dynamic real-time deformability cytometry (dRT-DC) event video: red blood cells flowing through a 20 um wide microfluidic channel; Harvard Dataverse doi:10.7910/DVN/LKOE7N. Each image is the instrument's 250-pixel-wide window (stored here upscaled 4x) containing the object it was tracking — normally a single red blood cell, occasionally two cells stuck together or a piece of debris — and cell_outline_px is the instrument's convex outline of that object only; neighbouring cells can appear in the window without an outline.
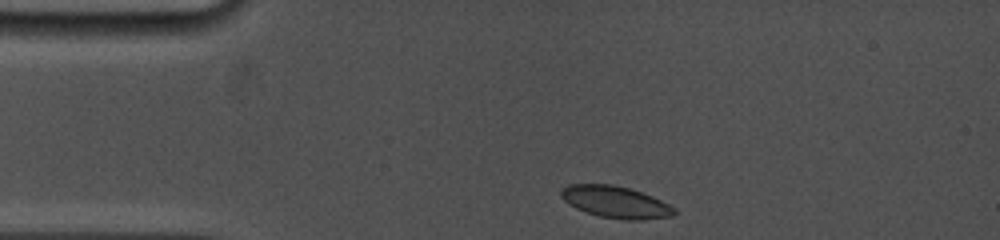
{"species": "common noctule bat (a hibernating species)", "species_latin": "Nyctalus noctula", "temperature_condition": "cold", "stored_images_in_passage": 52, "camera_frame_rate_fps": 5000, "um_per_image_px": 0.085, "animal": {"sex": "female", "body_mass_g": 19.0, "forearm_length_mm": 53.3}, "frame": {"image": 1, "passage_image": 1, "time_ms": 0.0, "image_size_px": [1000, 240], "cell_outline_px": [[676, 212], [672, 216], [644, 220], [624, 220], [600, 216], [576, 208], [568, 204], [560, 196], [560, 192], [568, 184], [612, 184], [628, 188], [652, 196], [676, 208]], "centroid_in_image_um": [52.33, 17.18], "position_along_channel_um": 32.7, "area_um2": 20.92}}
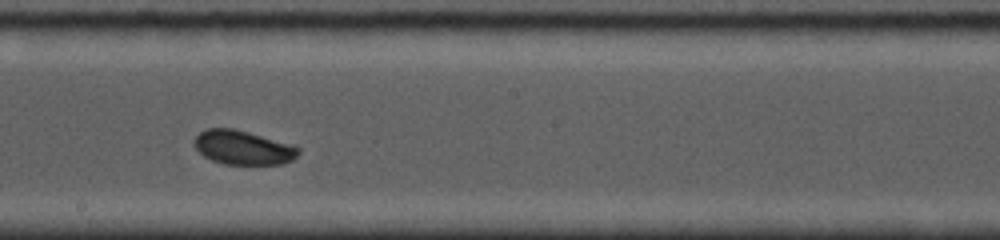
{"frame": {"image": 2, "passage_image": 29, "time_ms": 6.2, "image_size_px": [1000, 240], "cell_outline_px": [[300, 152], [292, 160], [284, 164], [224, 164], [212, 160], [204, 156], [192, 144], [192, 140], [200, 132], [208, 128], [232, 128], [248, 132], [288, 144], [300, 148]], "centroid_in_image_um": [20.61, 12.55], "position_along_channel_um": 227.6, "area_um2": 20.52}}
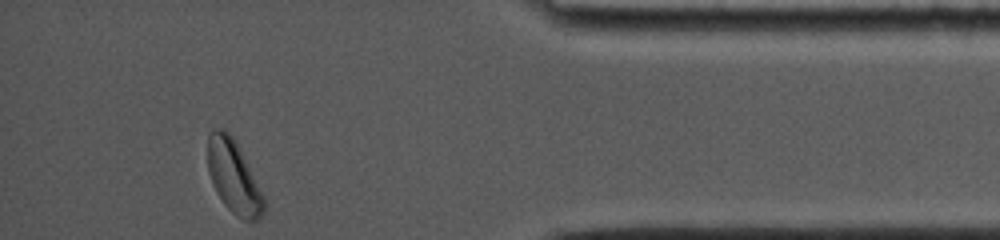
{"frame": {"image": 3, "passage_image": 51, "time_ms": 11.8, "image_size_px": [1000, 240], "cell_outline_px": [[264, 212], [256, 220], [244, 220], [236, 216], [224, 204], [216, 192], [212, 184], [208, 172], [208, 132], [212, 128], [220, 128], [228, 132], [232, 136], [240, 148], [264, 196]], "centroid_in_image_um": [19.84, 15.01], "position_along_channel_um": 415.4, "area_um2": 23.81}, "authors_computed_cell_mechanics": {"area_um2": 21.097, "velocity_mm_per_s": 3.7752, "shape_relaxation_time_tau1_ms": 1.6626, "shape_relaxation_time_tau2_ms": 5.477, "deformation_change_tau1": 0.0702, "deformation_change_tau2": 0.068}}